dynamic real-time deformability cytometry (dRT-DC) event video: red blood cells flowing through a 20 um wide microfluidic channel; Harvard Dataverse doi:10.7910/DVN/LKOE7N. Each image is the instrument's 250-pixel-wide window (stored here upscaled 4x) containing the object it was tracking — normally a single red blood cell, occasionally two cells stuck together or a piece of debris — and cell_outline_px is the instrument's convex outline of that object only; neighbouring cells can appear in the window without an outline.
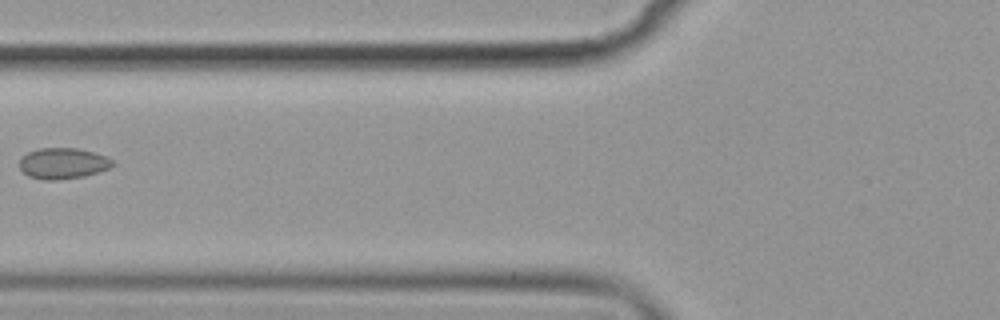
{"species": "common noctule bat (a hibernating species)", "species_latin": "Nyctalus noctula", "temperature_condition": "cold", "stored_images_in_passage": 6, "camera_frame_rate_fps": 3000, "um_per_image_px": 0.085, "animal": {"sex": "female", "body_mass_g": 19.9}, "frame": {"image": 1, "passage_image": 5, "time_ms": 4.667, "image_size_px": [1000, 320], "cell_outline_px": [[116, 164], [100, 172], [84, 176], [56, 180], [44, 180], [28, 176], [20, 168], [20, 160], [28, 152], [40, 148], [76, 148], [92, 152], [104, 156], [112, 160]], "centroid_in_image_um": [5.35, 13.89], "position_along_channel_um": 120.4, "area_um2": 16.65}}
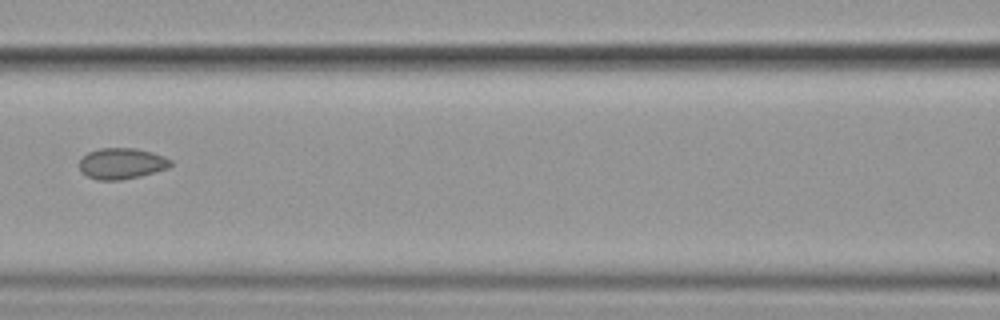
{"frame": {"image": 2, "passage_image": 6, "time_ms": 5.667, "image_size_px": [1000, 320], "cell_outline_px": [[172, 164], [168, 168], [140, 176], [120, 180], [96, 180], [88, 176], [80, 168], [80, 160], [88, 152], [100, 148], [136, 148], [152, 152], [164, 156], [172, 160]], "centroid_in_image_um": [10.37, 13.89], "position_along_channel_um": 156.2, "area_um2": 16.42}}